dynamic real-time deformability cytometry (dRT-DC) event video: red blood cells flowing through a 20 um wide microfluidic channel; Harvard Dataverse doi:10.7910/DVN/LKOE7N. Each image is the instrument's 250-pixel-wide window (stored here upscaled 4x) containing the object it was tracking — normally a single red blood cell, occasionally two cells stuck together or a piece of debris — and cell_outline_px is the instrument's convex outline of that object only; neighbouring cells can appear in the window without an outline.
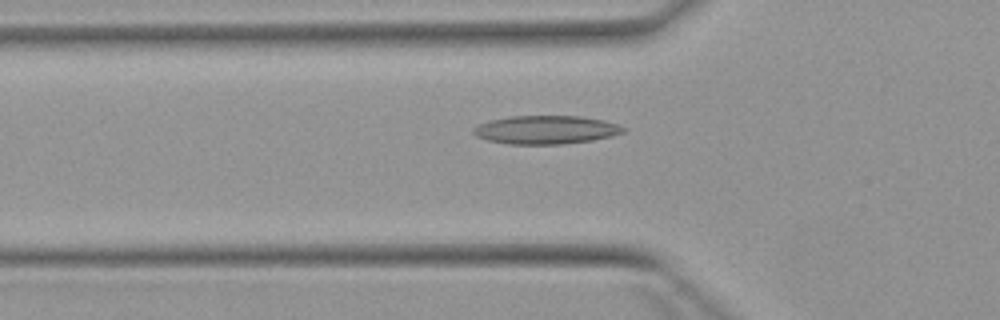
{"species": "Egyptian fruit bat (a non-hibernating species)", "species_latin": "Rousettus aegyptiacus", "temperature_condition": "warm", "stored_images_in_passage": 4, "segment_of_instrument_passage": [2, 2], "camera_frame_rate_fps": 3000, "um_per_image_px": 0.085, "animal": {"sex": "female"}, "frame": {"image": 1, "passage_image": 4, "time_ms": 4.333, "image_size_px": [1000, 320], "cell_outline_px": [[628, 128], [624, 132], [612, 136], [592, 140], [564, 144], [508, 144], [488, 140], [476, 136], [472, 132], [472, 128], [476, 124], [488, 120], [508, 116], [580, 116], [604, 120]], "centroid_in_image_um": [46.37, 11.03], "position_along_channel_um": 79.4, "area_um2": 25.09}}